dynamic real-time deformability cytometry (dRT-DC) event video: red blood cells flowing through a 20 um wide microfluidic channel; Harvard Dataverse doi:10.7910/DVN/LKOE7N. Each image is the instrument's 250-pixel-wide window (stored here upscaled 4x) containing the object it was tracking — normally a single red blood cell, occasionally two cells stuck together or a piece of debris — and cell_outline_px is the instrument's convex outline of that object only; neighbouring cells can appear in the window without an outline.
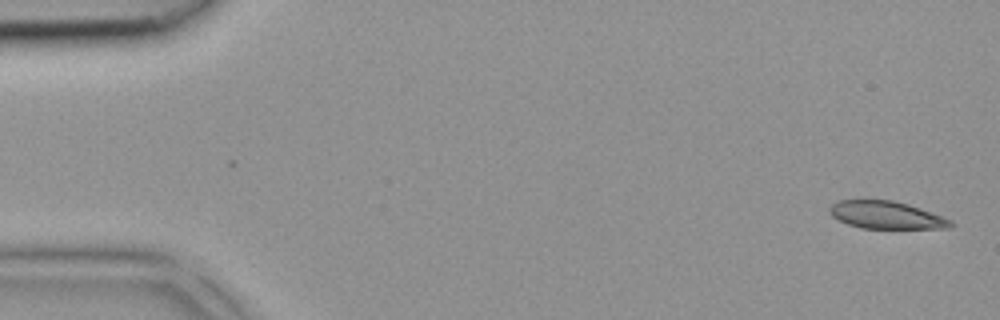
{"species": "common noctule bat (a hibernating species)", "species_latin": "Nyctalus noctula", "temperature_condition": "room temperature", "stored_images_in_passage": 15, "camera_frame_rate_fps": 3000, "um_per_image_px": 0.085, "animal": {"sex": "female", "body_mass_g": 18.4}, "frame": {"image": 1, "passage_image": 1, "time_ms": 0.0, "image_size_px": [1000, 320], "cell_outline_px": [[956, 224], [948, 228], [860, 228], [848, 224], [832, 216], [828, 212], [828, 208], [836, 200], [892, 200], [908, 204], [932, 212], [952, 220]], "centroid_in_image_um": [75.33, 18.27], "position_along_channel_um": 9.7, "area_um2": 19.48}}
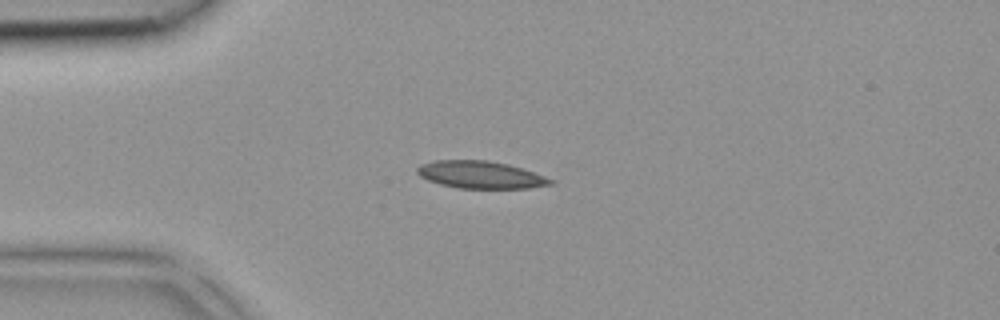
{"frame": {"image": 2, "passage_image": 10, "time_ms": 3.0, "image_size_px": [1000, 320], "cell_outline_px": [[556, 180], [552, 184], [528, 188], [460, 188], [440, 184], [428, 180], [420, 176], [416, 172], [416, 168], [420, 164], [432, 160], [488, 160], [508, 164]], "centroid_in_image_um": [40.81, 14.85], "position_along_channel_um": 44.2, "area_um2": 21.21}}